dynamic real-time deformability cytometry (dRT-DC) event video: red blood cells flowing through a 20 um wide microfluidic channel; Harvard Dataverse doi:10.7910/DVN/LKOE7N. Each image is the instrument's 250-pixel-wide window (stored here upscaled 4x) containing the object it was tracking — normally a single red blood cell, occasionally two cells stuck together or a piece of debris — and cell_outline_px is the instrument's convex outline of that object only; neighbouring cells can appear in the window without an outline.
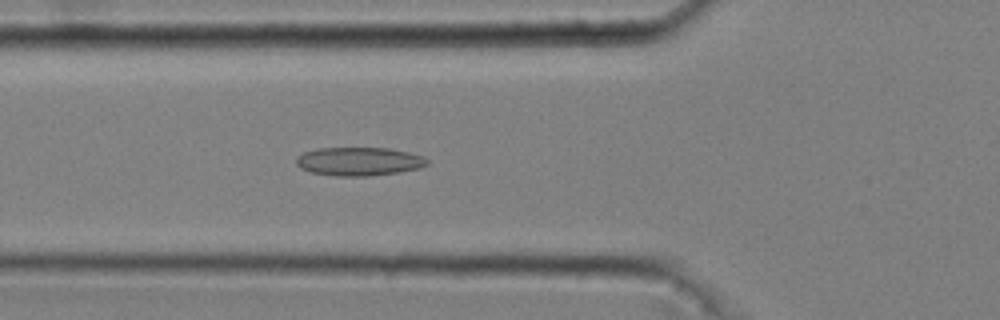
{"species": "common noctule bat (a hibernating species)", "species_latin": "Nyctalus noctula", "temperature_condition": "cold", "stored_images_in_passage": 52, "camera_frame_rate_fps": 3000, "um_per_image_px": 0.085, "animal": {"sex": "male", "body_mass_g": 20.4}, "frame": {"image": 1, "passage_image": 19, "time_ms": 6.0, "image_size_px": [1000, 320], "cell_outline_px": [[428, 164], [420, 168], [400, 172], [368, 176], [336, 176], [312, 172], [300, 168], [296, 164], [296, 156], [304, 152], [316, 148], [388, 148], [408, 152], [424, 156], [428, 160]], "centroid_in_image_um": [30.51, 13.72], "position_along_channel_um": 95.3, "area_um2": 21.85}}
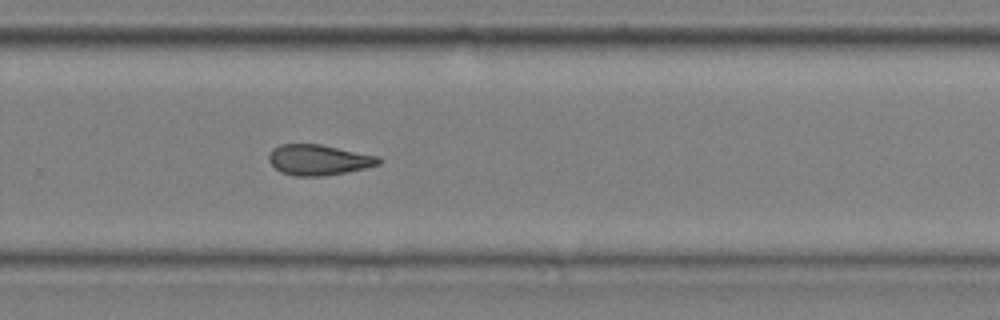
{"frame": {"image": 2, "passage_image": 36, "time_ms": 11.667, "image_size_px": [1000, 320], "cell_outline_px": [[384, 160], [380, 164], [364, 168], [324, 176], [296, 176], [280, 172], [268, 160], [268, 156], [272, 148], [280, 144], [320, 144], [380, 156]], "centroid_in_image_um": [27.1, 13.58], "position_along_channel_um": 302.7, "area_um2": 19.65}}
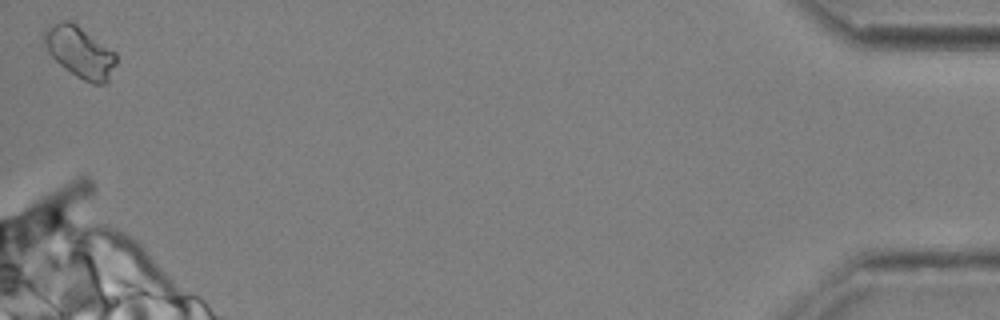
{"frame": {"image": 3, "passage_image": 52, "time_ms": 17.0, "image_size_px": [1000, 320], "cell_outline_px": [[116, 64], [108, 80], [104, 84], [92, 84], [76, 76], [64, 68], [48, 52], [44, 44], [44, 32], [48, 24], [64, 20], [68, 20], [76, 24], [116, 52]], "centroid_in_image_um": [6.78, 4.42], "position_along_channel_um": 428.4, "area_um2": 21.44}, "authors_computed_cell_mechanics": {"area_um2": 20.1722, "velocity_mm_per_s": 3.6636, "shape_relaxation_time_tau1_ms": 8.0535, "shape_relaxation_time_tau2_ms": 6.8456, "deformation_change_tau1": 0.1398, "deformation_change_tau2": 0.1501}}